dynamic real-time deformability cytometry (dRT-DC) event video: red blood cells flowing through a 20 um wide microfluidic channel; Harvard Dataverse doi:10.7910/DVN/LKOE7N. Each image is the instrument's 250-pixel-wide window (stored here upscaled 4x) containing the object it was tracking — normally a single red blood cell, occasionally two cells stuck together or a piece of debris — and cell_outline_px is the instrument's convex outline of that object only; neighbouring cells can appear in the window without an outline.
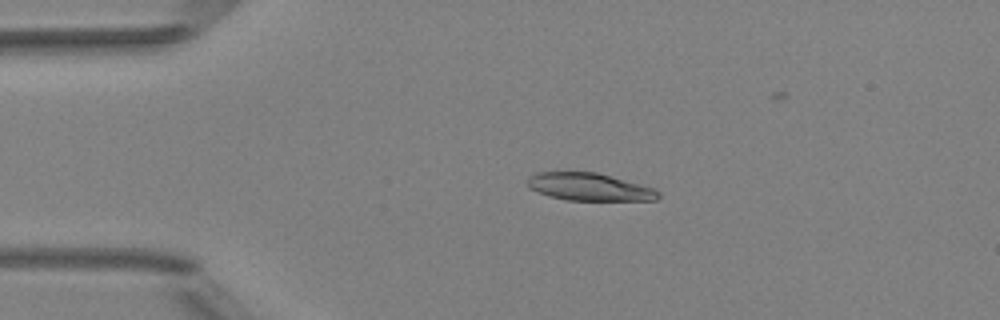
{"species": "Egyptian fruit bat (a non-hibernating species)", "species_latin": "Rousettus aegyptiacus", "temperature_condition": "room temperature", "stored_images_in_passage": 3, "camera_frame_rate_fps": 3000, "um_per_image_px": 0.085, "animal": {"sex": "female"}, "frame": {"image": 1, "passage_image": 2, "time_ms": 1.333, "image_size_px": [1000, 320], "cell_outline_px": [[660, 196], [656, 200], [568, 200], [548, 196], [528, 188], [528, 176], [536, 172], [596, 172], [656, 188], [660, 192]], "centroid_in_image_um": [50.1, 15.88], "position_along_channel_um": 34.9, "area_um2": 21.1}}